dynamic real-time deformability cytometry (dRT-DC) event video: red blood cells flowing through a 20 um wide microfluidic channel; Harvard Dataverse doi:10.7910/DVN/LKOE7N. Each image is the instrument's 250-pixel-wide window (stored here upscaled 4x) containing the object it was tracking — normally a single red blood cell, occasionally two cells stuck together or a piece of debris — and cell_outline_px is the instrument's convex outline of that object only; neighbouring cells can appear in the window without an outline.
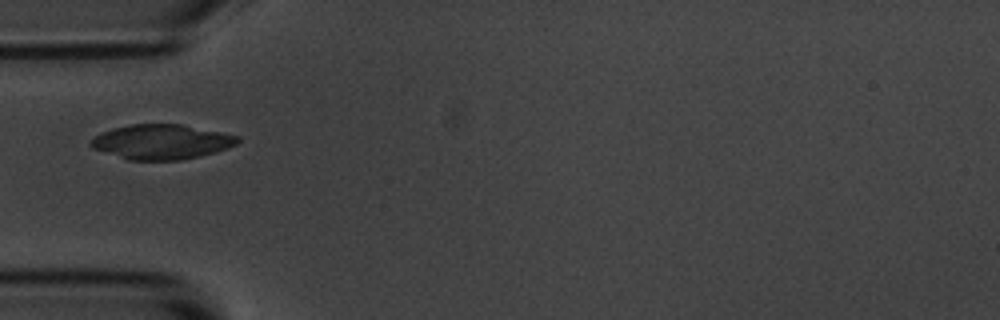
{"species": "common noctule bat (a hibernating species)", "species_latin": "Nyctalus noctula", "temperature_condition": "room temperature", "stored_images_in_passage": 4, "camera_frame_rate_fps": 3000, "um_per_image_px": 0.085, "animal": {"sex": "male", "body_mass_g": 20.1, "forearm_length_mm": 53.5}, "frame": {"image": 1, "passage_image": 4, "time_ms": 3.333, "image_size_px": [1000, 320], "cell_outline_px": [[240, 140], [236, 144], [228, 148], [216, 152], [200, 156], [180, 160], [128, 160], [92, 148], [88, 144], [88, 140], [100, 132], [112, 128], [132, 124], [180, 124], [240, 136]], "centroid_in_image_um": [13.69, 12.06], "position_along_channel_um": 71.3, "area_um2": 29.94}}